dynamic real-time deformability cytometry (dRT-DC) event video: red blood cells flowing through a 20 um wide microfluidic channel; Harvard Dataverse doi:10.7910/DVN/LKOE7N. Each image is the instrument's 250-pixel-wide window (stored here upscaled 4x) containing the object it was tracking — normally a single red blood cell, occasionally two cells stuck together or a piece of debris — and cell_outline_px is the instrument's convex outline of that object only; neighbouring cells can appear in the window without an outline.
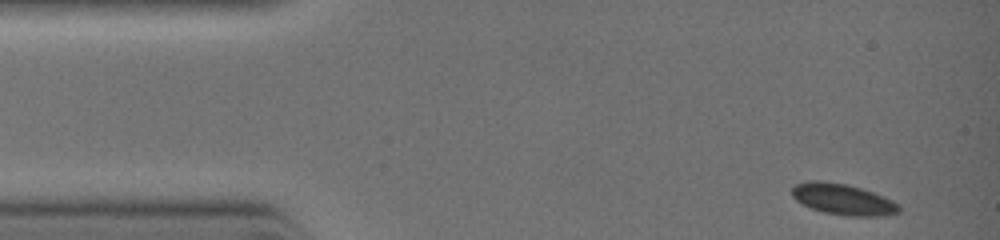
{"species": "common noctule bat (a hibernating species)", "species_latin": "Nyctalus noctula", "temperature_condition": "warm", "stored_images_in_passage": 7, "camera_frame_rate_fps": 3000, "um_per_image_px": 0.085, "animal": {"sex": "female", "body_mass_g": 19.0, "forearm_length_mm": 51.5}, "frame": {"image": 1, "passage_image": 1, "time_ms": 0.0, "image_size_px": [1000, 240], "cell_outline_px": [[900, 212], [884, 216], [848, 216], [824, 212], [812, 208], [796, 200], [792, 196], [792, 188], [796, 184], [808, 180], [820, 180], [844, 184], [860, 188], [884, 196], [900, 204]], "centroid_in_image_um": [71.67, 16.94], "position_along_channel_um": 13.3, "area_um2": 19.31}}
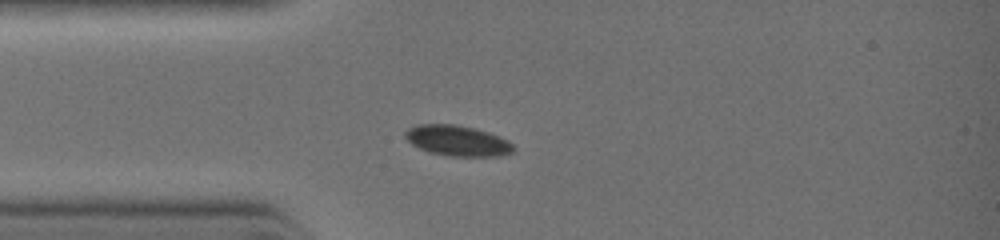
{"frame": {"image": 2, "passage_image": 5, "time_ms": 2.0, "image_size_px": [1000, 240], "cell_outline_px": [[516, 148], [512, 152], [496, 156], [448, 156], [428, 152], [412, 144], [404, 136], [404, 132], [408, 128], [416, 124], [456, 124], [488, 132], [508, 140]], "centroid_in_image_um": [38.86, 11.95], "position_along_channel_um": 46.1, "area_um2": 19.25}}
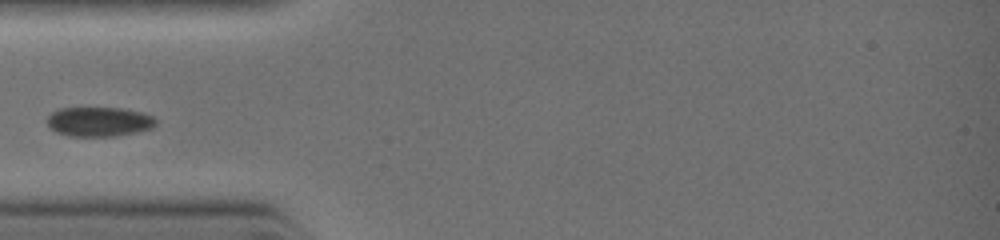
{"frame": {"image": 3, "passage_image": 6, "time_ms": 2.667, "image_size_px": [1000, 240], "cell_outline_px": [[156, 124], [152, 128], [136, 132], [116, 136], [68, 136], [56, 132], [48, 124], [48, 116], [52, 112], [60, 108], [124, 108], [144, 112], [152, 116], [156, 120]], "centroid_in_image_um": [8.45, 10.34], "position_along_channel_um": 76.6, "area_um2": 18.73}}